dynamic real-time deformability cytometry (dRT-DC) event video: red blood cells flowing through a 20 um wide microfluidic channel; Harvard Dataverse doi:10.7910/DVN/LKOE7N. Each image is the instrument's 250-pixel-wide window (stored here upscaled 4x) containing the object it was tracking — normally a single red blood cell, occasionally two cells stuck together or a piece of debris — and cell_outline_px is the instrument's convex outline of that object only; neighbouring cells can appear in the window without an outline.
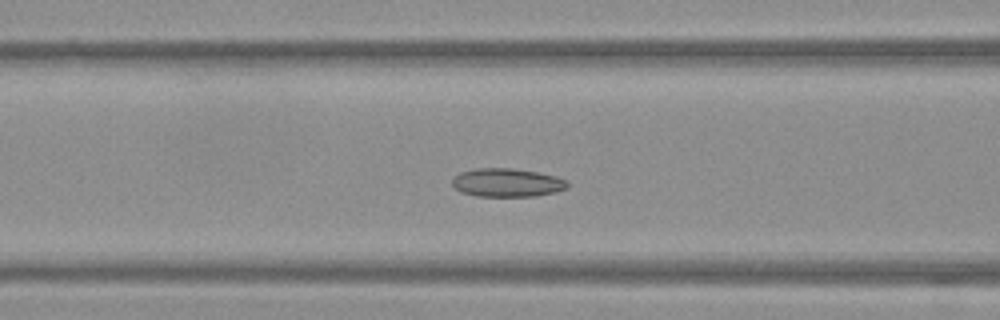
{"species": "Egyptian fruit bat (a non-hibernating species)", "species_latin": "Rousettus aegyptiacus", "temperature_condition": "warm", "stored_images_in_passage": 52, "camera_frame_rate_fps": 3000, "um_per_image_px": 0.085, "frame": {"image": 1, "passage_image": 20, "time_ms": 6.333, "image_size_px": [1000, 320], "cell_outline_px": [[568, 188], [556, 192], [536, 196], [476, 196], [460, 192], [452, 184], [452, 180], [460, 172], [472, 168], [512, 168], [536, 172], [556, 176], [568, 180]], "centroid_in_image_um": [43.11, 15.52], "position_along_channel_um": 123.5, "area_um2": 19.25}}
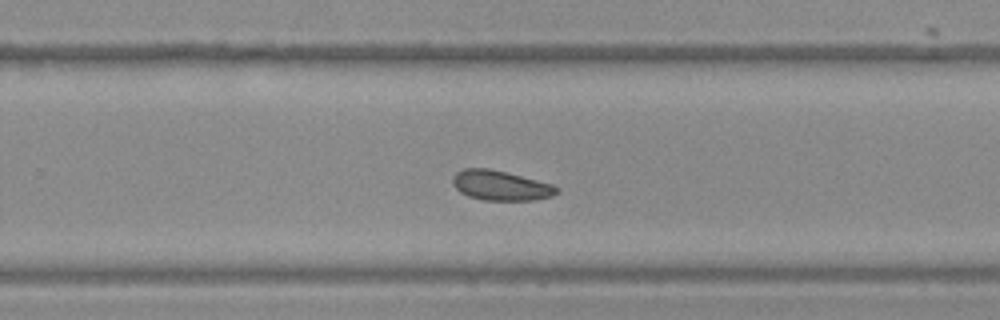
{"frame": {"image": 2, "passage_image": 33, "time_ms": 10.667, "image_size_px": [1000, 320], "cell_outline_px": [[560, 192], [552, 196], [532, 200], [484, 200], [468, 196], [460, 192], [452, 184], [452, 176], [456, 172], [464, 168], [488, 168], [552, 184], [560, 188]], "centroid_in_image_um": [42.54, 15.77], "position_along_channel_um": 287.3, "area_um2": 18.03}}
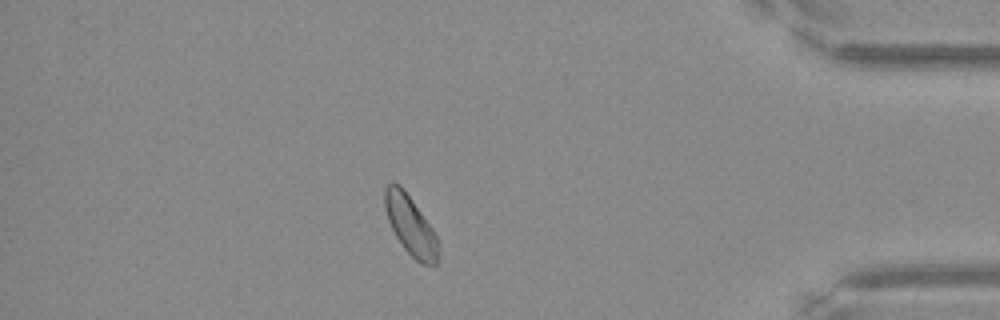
{"frame": {"image": 3, "passage_image": 45, "time_ms": 14.667, "image_size_px": [1000, 320], "cell_outline_px": [[440, 244], [436, 264], [424, 264], [416, 260], [404, 248], [396, 236], [388, 220], [384, 208], [384, 188], [392, 180], [400, 184], [404, 188], [432, 228]], "centroid_in_image_um": [34.87, 19.1], "position_along_channel_um": 400.3, "area_um2": 18.5}}